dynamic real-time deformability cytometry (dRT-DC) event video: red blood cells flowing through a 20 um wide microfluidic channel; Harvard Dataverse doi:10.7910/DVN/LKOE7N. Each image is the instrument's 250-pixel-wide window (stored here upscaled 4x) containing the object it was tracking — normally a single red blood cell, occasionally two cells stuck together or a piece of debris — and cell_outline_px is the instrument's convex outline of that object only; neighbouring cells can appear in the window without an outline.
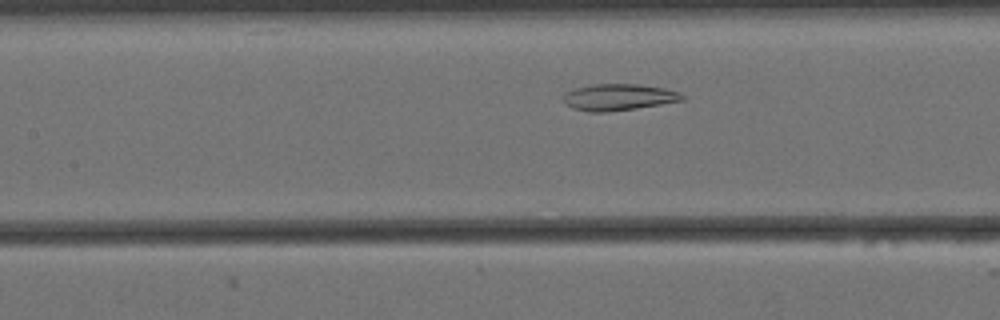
{"species": "Egyptian fruit bat (a non-hibernating species)", "species_latin": "Rousettus aegyptiacus", "temperature_condition": "cold", "stored_images_in_passage": 32, "camera_frame_rate_fps": 3000, "um_per_image_px": 0.085, "animal": {"sex": "female"}, "frame": {"image": 1, "passage_image": 12, "time_ms": 3.667, "image_size_px": [1000, 320], "cell_outline_px": [[684, 100], [636, 108], [608, 112], [588, 112], [572, 108], [564, 104], [564, 96], [568, 92], [576, 88], [592, 84], [640, 84], [664, 88], [680, 92], [684, 96]], "centroid_in_image_um": [52.58, 8.26], "position_along_channel_um": 154.8, "area_um2": 18.32}}
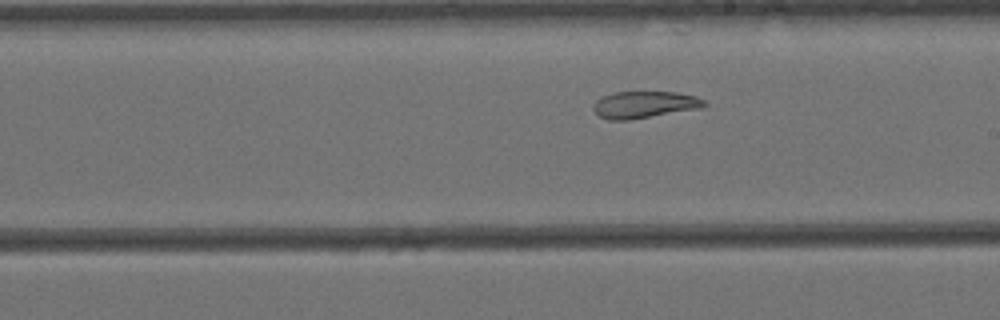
{"frame": {"image": 2, "passage_image": 19, "time_ms": 6.0, "image_size_px": [1000, 320], "cell_outline_px": [[708, 104], [700, 108], [628, 120], [608, 120], [600, 116], [592, 108], [592, 104], [596, 100], [604, 96], [616, 92], [676, 92], [696, 96], [704, 100]], "centroid_in_image_um": [54.76, 8.89], "position_along_channel_um": 234.2, "area_um2": 17.22}}
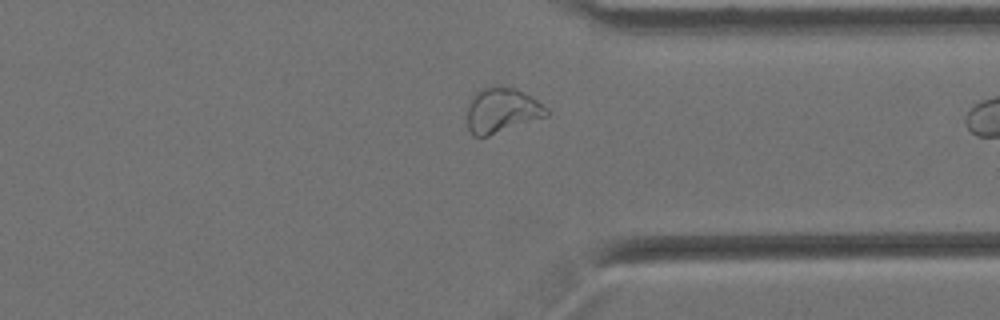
{"frame": {"image": 3, "passage_image": 31, "time_ms": 10.0, "image_size_px": [1000, 320], "cell_outline_px": [[548, 116], [488, 136], [472, 136], [468, 128], [464, 116], [464, 108], [472, 96], [480, 88], [492, 84], [496, 84], [516, 88], [532, 96], [548, 108]], "centroid_in_image_um": [42.59, 9.35], "position_along_channel_um": 368.8, "area_um2": 21.73}}